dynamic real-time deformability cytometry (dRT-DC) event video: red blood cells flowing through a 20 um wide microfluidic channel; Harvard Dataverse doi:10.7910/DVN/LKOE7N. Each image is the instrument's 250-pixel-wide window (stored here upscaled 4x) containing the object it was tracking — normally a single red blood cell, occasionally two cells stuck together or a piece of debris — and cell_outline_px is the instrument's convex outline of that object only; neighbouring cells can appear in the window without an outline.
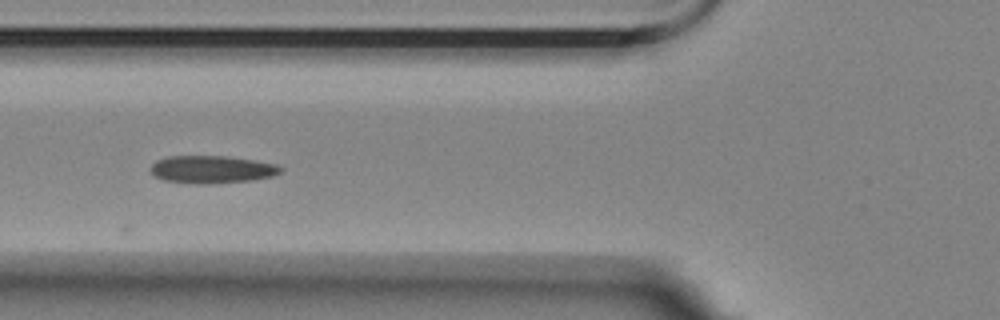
{"species": "Egyptian fruit bat (a non-hibernating species)", "species_latin": "Rousettus aegyptiacus", "temperature_condition": "room temperature", "stored_images_in_passage": 12, "camera_frame_rate_fps": 3000, "um_per_image_px": 0.085, "animal": {"sex": "female"}, "frame": {"image": 1, "passage_image": 4, "time_ms": 1.0, "image_size_px": [1000, 320], "cell_outline_px": [[284, 168], [280, 172], [272, 176], [252, 180], [204, 184], [196, 184], [164, 180], [156, 176], [148, 168], [156, 160], [168, 156], [224, 156], [252, 160], [276, 164]], "centroid_in_image_um": [17.98, 14.4], "position_along_channel_um": 107.8, "area_um2": 20.81}}
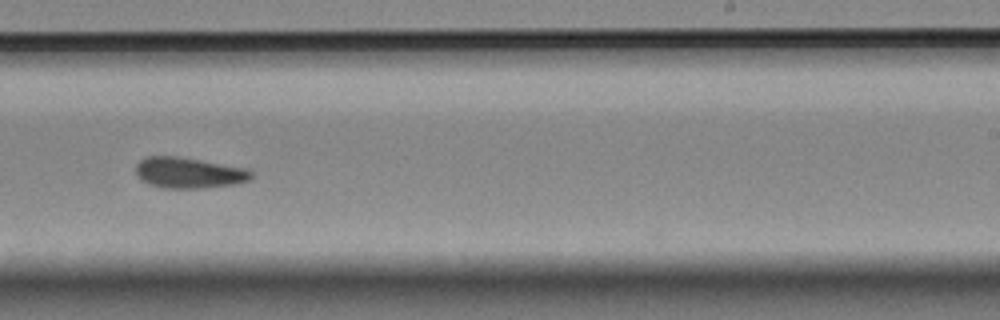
{"frame": {"image": 2, "passage_image": 8, "time_ms": 2.333, "image_size_px": [1000, 320], "cell_outline_px": [[252, 176], [248, 180], [236, 184], [200, 188], [164, 188], [148, 184], [140, 180], [136, 176], [136, 164], [140, 160], [148, 156], [180, 156], [252, 168]], "centroid_in_image_um": [16.07, 14.67], "position_along_channel_um": 272.9, "area_um2": 21.21}}
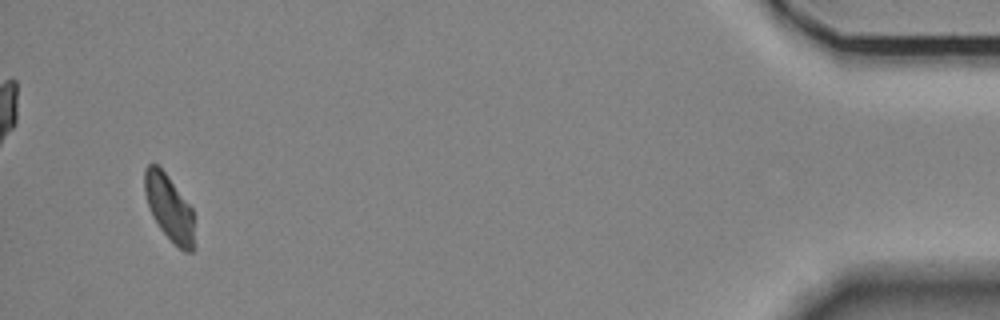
{"frame": {"image": 3, "passage_image": 12, "time_ms": 3.667, "image_size_px": [1000, 320], "cell_outline_px": [[196, 248], [192, 252], [184, 252], [160, 228], [152, 216], [144, 192], [144, 168], [148, 164], [156, 164], [168, 176], [192, 208]], "centroid_in_image_um": [14.4, 17.68], "position_along_channel_um": 420.8, "area_um2": 19.13}}